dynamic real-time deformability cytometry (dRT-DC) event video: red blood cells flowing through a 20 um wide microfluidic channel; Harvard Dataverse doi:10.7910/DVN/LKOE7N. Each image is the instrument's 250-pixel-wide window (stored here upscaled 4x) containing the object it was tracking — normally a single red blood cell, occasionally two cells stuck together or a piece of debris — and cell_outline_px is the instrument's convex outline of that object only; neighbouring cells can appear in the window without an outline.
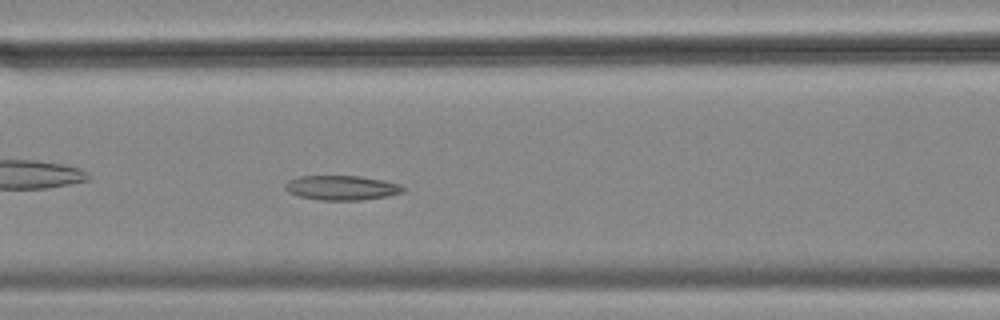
{"species": "common noctule bat (a hibernating species)", "species_latin": "Nyctalus noctula", "temperature_condition": "cold", "stored_images_in_passage": 41, "camera_frame_rate_fps": 3000, "um_per_image_px": 0.085, "animal": {"sex": "female", "body_mass_g": 18.4}, "frame": {"image": 1, "passage_image": 8, "time_ms": 2.333, "image_size_px": [1000, 320], "cell_outline_px": [[408, 188], [404, 192], [384, 196], [360, 200], [320, 200], [300, 196], [288, 192], [284, 188], [284, 184], [288, 180], [300, 176], [360, 176], [384, 180], [400, 184]], "centroid_in_image_um": [29.05, 15.95], "position_along_channel_um": 137.5, "area_um2": 16.94}}
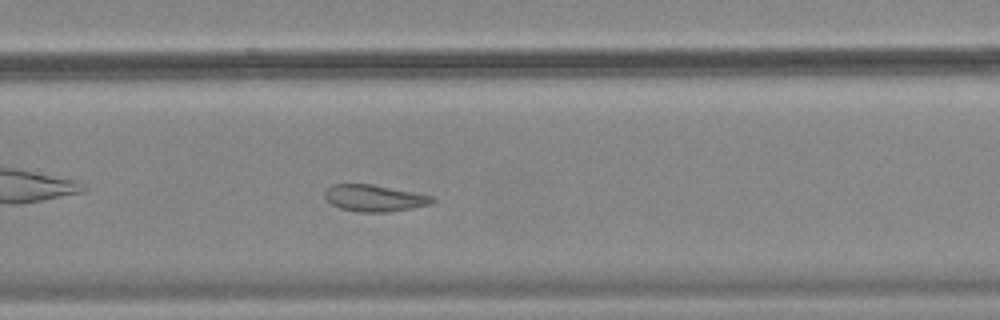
{"frame": {"image": 2, "passage_image": 22, "time_ms": 7.0, "image_size_px": [1000, 320], "cell_outline_px": [[436, 200], [432, 204], [412, 208], [388, 212], [356, 212], [340, 208], [332, 204], [324, 196], [324, 192], [332, 184], [372, 184], [432, 196]], "centroid_in_image_um": [31.82, 16.84], "position_along_channel_um": 298.0, "area_um2": 16.65}}
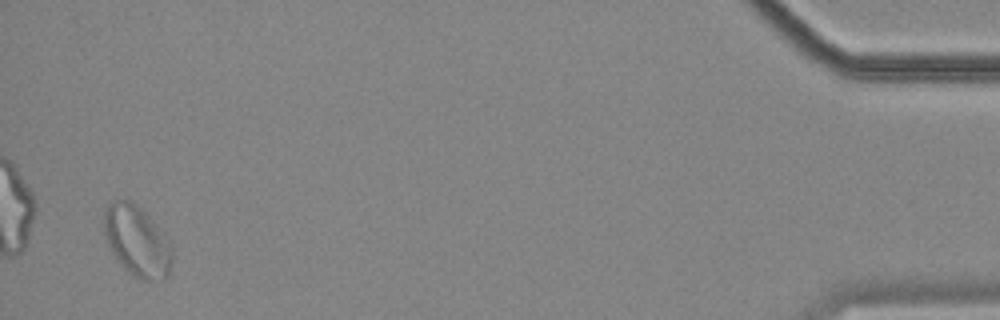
{"frame": {"image": 3, "passage_image": 40, "time_ms": 13.0, "image_size_px": [1000, 320], "cell_outline_px": [[172, 260], [168, 276], [148, 280], [144, 280], [128, 272], [116, 260], [108, 244], [104, 232], [104, 212], [108, 204], [116, 200], [132, 200], [172, 240]], "centroid_in_image_um": [11.66, 20.47], "position_along_channel_um": 423.5, "area_um2": 28.03}}